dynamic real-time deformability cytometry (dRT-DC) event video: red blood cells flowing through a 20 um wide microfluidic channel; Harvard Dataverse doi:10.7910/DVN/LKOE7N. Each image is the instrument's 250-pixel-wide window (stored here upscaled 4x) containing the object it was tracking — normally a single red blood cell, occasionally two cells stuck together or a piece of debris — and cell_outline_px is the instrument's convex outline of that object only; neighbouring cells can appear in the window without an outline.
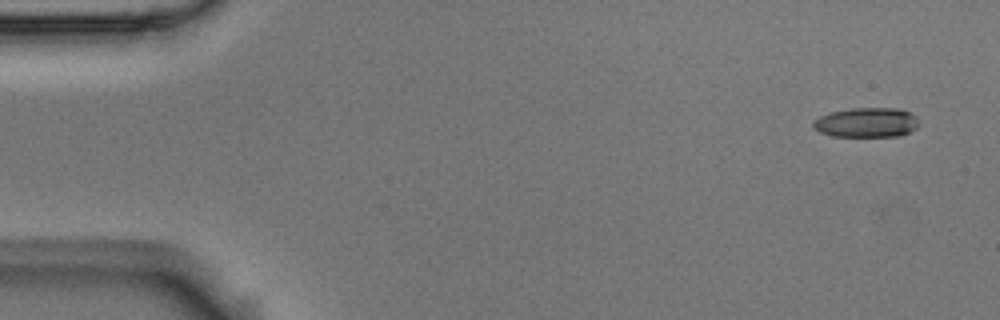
{"species": "Egyptian fruit bat (a non-hibernating species)", "species_latin": "Rousettus aegyptiacus", "temperature_condition": "room temperature", "stored_images_in_passage": 6, "camera_frame_rate_fps": 3000, "um_per_image_px": 0.085, "animal": {"sex": "male"}, "frame": {"image": 1, "passage_image": 1, "time_ms": 0.0, "image_size_px": [1000, 320], "cell_outline_px": [[920, 124], [916, 128], [900, 136], [832, 136], [820, 132], [812, 128], [812, 124], [820, 116], [832, 112], [852, 108], [900, 108], [912, 112], [916, 116]], "centroid_in_image_um": [73.7, 10.41], "position_along_channel_um": 11.3, "area_um2": 18.38}}
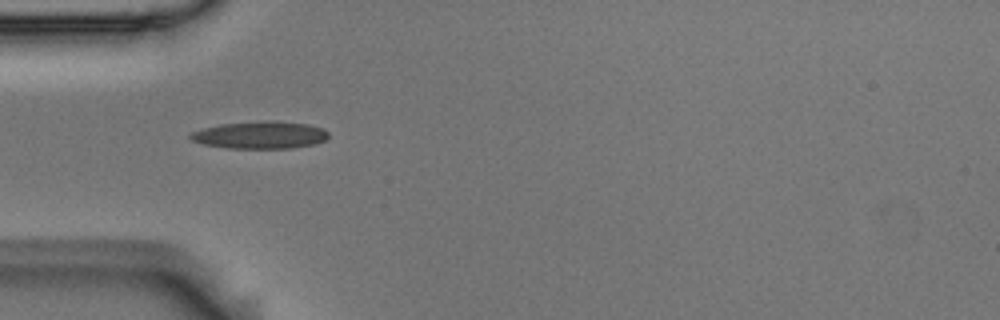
{"frame": {"image": 2, "passage_image": 5, "time_ms": 1.333, "image_size_px": [1000, 320], "cell_outline_px": [[328, 136], [324, 140], [316, 144], [292, 148], [228, 148], [204, 144], [188, 140], [188, 136], [192, 132], [204, 128], [220, 124], [272, 120], [276, 120], [308, 124], [324, 128], [328, 132]], "centroid_in_image_um": [22.12, 11.47], "position_along_channel_um": 62.9, "area_um2": 22.14}}
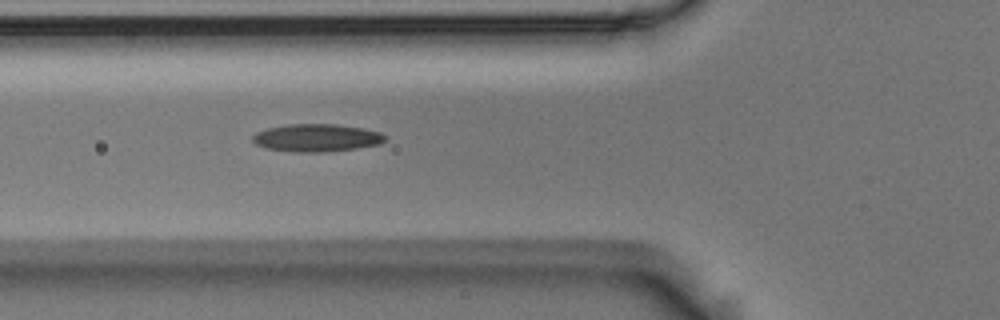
{"frame": {"image": 3, "passage_image": 6, "time_ms": 1.667, "image_size_px": [1000, 320], "cell_outline_px": [[388, 136], [380, 144], [356, 148], [324, 152], [300, 152], [264, 148], [256, 144], [252, 140], [252, 136], [256, 132], [268, 128], [288, 124], [336, 124], [360, 128], [380, 132]], "centroid_in_image_um": [26.9, 11.71], "position_along_channel_um": 98.9, "area_um2": 21.27}}